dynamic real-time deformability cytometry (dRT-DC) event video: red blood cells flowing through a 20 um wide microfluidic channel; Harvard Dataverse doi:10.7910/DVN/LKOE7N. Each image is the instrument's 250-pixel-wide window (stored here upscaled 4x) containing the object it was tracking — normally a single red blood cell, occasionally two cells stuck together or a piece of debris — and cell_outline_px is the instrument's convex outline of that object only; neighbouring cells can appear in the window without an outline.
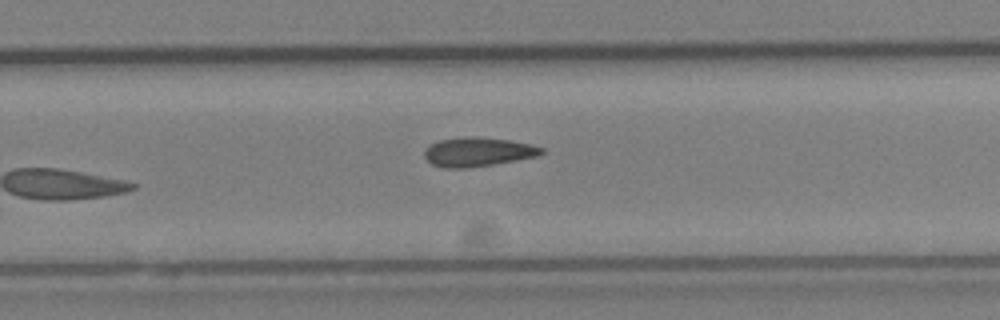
{"species": "Egyptian fruit bat (a non-hibernating species)", "species_latin": "Rousettus aegyptiacus", "temperature_condition": "cold", "stored_images_in_passage": 15, "camera_frame_rate_fps": 3000, "um_per_image_px": 0.085, "animal": {"sex": "female"}, "frame": {"image": 1, "passage_image": 15, "time_ms": 4.667, "image_size_px": [1000, 320], "cell_outline_px": [[544, 152], [536, 156], [516, 160], [492, 164], [464, 168], [444, 168], [432, 164], [424, 156], [424, 152], [432, 144], [440, 140], [464, 136], [472, 136], [508, 140], [528, 144], [544, 148]], "centroid_in_image_um": [40.6, 12.91], "position_along_channel_um": 289.2, "area_um2": 19.48}}